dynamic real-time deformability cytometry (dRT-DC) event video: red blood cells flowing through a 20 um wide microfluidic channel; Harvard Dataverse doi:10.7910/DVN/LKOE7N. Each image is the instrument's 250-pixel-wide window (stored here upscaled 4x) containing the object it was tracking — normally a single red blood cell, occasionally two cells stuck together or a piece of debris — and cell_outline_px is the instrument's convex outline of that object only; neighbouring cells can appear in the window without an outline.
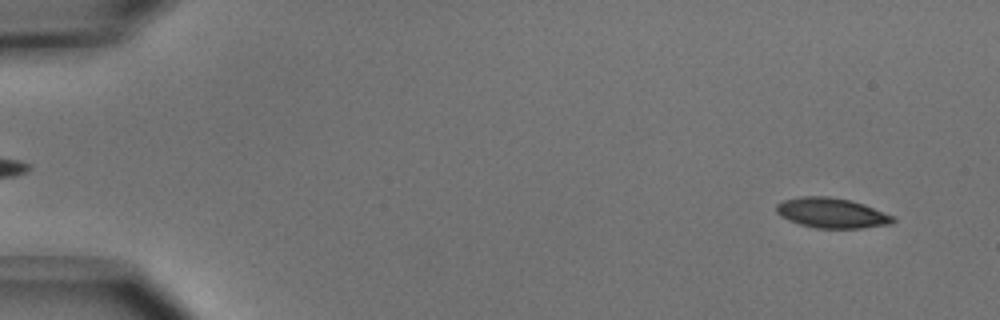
{"species": "common noctule bat (a hibernating species)", "species_latin": "Nyctalus noctula", "temperature_condition": "cold", "stored_images_in_passage": 51, "camera_frame_rate_fps": 3000, "um_per_image_px": 0.085, "animal": {"sex": "male", "body_mass_g": 15.6}, "frame": {"image": 1, "passage_image": 3, "time_ms": 0.667, "image_size_px": [1000, 320], "cell_outline_px": [[896, 220], [892, 224], [864, 228], [816, 228], [800, 224], [788, 220], [780, 216], [776, 212], [776, 204], [784, 200], [800, 196], [828, 196], [848, 200], [864, 204], [892, 216]], "centroid_in_image_um": [70.67, 18.1], "position_along_channel_um": 14.3, "area_um2": 20.4}}
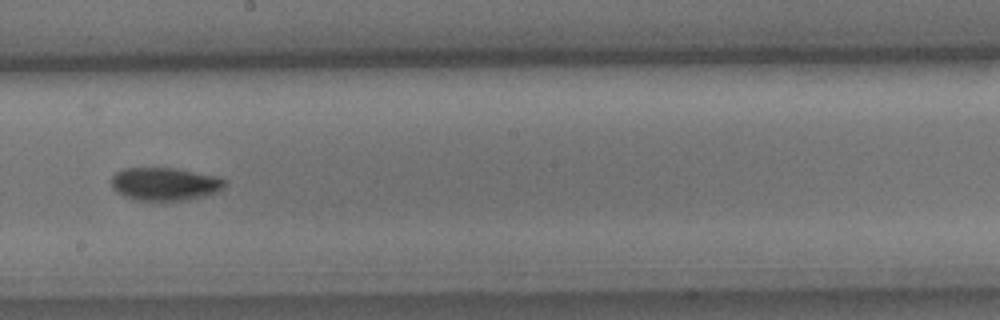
{"frame": {"image": 2, "passage_image": 29, "time_ms": 9.333, "image_size_px": [1000, 320], "cell_outline_px": [[224, 184], [216, 192], [204, 196], [164, 204], [140, 200], [124, 196], [112, 188], [112, 176], [116, 172], [124, 168], [176, 168], [216, 176], [224, 180]], "centroid_in_image_um": [13.97, 15.67], "position_along_channel_um": 234.2, "area_um2": 22.08}}
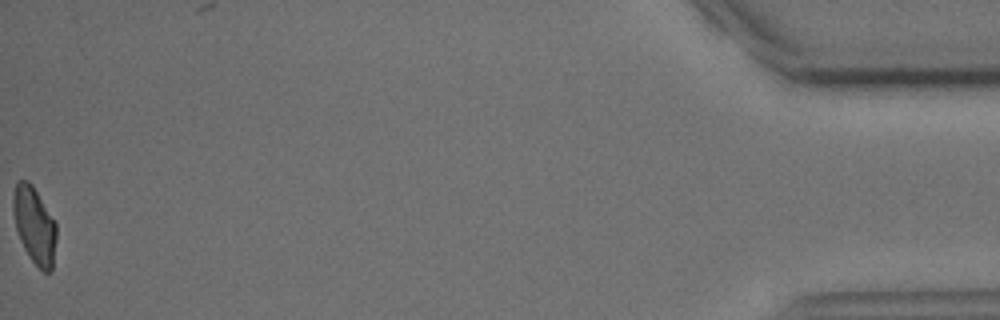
{"frame": {"image": 3, "passage_image": 51, "time_ms": 16.667, "image_size_px": [1000, 320], "cell_outline_px": [[56, 240], [52, 272], [44, 272], [28, 256], [20, 240], [16, 228], [12, 208], [12, 200], [16, 184], [20, 180], [28, 180], [32, 184], [56, 220]], "centroid_in_image_um": [2.94, 19.14], "position_along_channel_um": 432.3, "area_um2": 19.54}, "authors_computed_cell_mechanics": {"area_um2": 20.7502, "velocity_mm_per_s": 3.9458, "shape_relaxation_time_tau1_ms": 3.3317, "shape_relaxation_time_tau2_ms": null, "deformation_change_tau1": 0.1124, "deformation_change_tau2": null}}